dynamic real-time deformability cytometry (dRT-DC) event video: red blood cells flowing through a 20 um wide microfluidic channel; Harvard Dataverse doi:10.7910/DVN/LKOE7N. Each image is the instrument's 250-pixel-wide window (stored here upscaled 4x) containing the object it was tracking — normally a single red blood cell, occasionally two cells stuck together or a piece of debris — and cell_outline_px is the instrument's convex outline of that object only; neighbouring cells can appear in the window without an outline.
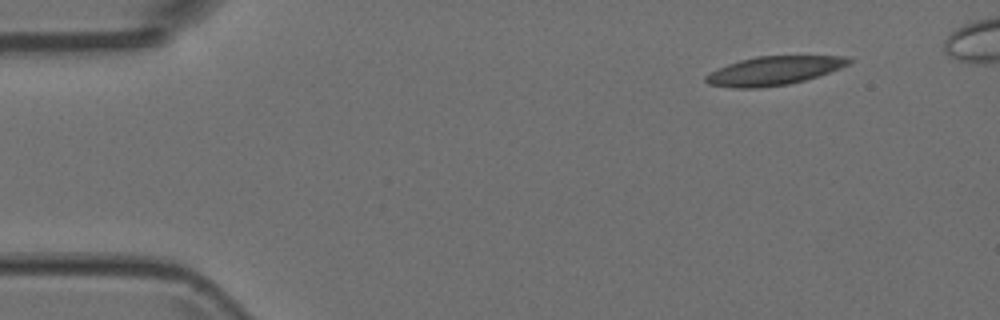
{"species": "Egyptian fruit bat (a non-hibernating species)", "species_latin": "Rousettus aegyptiacus", "temperature_condition": "room temperature", "stored_images_in_passage": 6, "camera_frame_rate_fps": 3000, "um_per_image_px": 0.085, "animal": {"sex": "female"}, "frame": {"image": 1, "passage_image": 1, "time_ms": 0.0, "image_size_px": [1000, 320], "cell_outline_px": [[852, 60], [848, 64], [840, 68], [804, 80], [788, 84], [760, 88], [736, 88], [708, 84], [704, 80], [704, 76], [708, 72], [728, 64], [740, 60], [756, 56], [848, 56]], "centroid_in_image_um": [65.72, 6.01], "position_along_channel_um": 19.3, "area_um2": 23.81}}
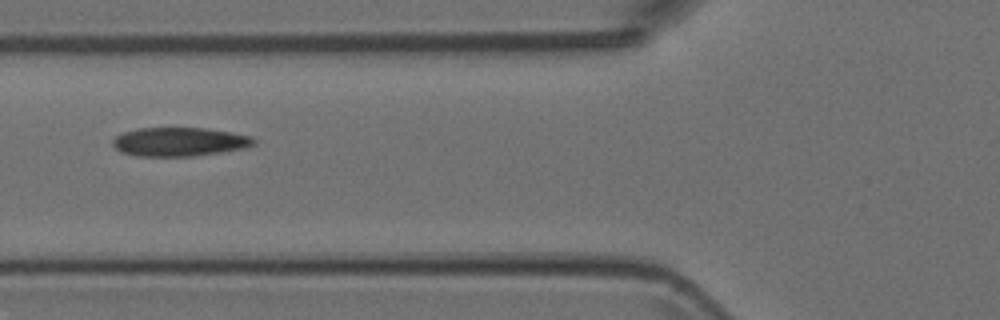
{"frame": {"image": 2, "passage_image": 5, "time_ms": 1.333, "image_size_px": [1000, 320], "cell_outline_px": [[256, 144], [244, 148], [220, 152], [192, 156], [136, 156], [120, 152], [112, 144], [112, 140], [116, 136], [124, 132], [136, 128], [204, 128], [232, 132], [252, 136], [256, 140]], "centroid_in_image_um": [15.25, 12.05], "position_along_channel_um": 110.6, "area_um2": 23.76}}
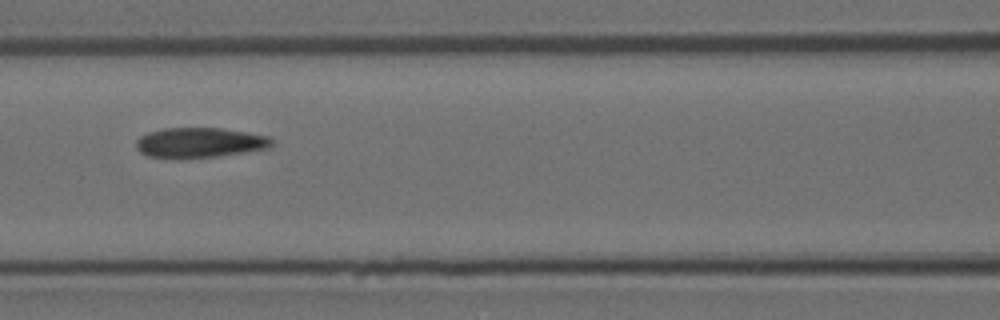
{"frame": {"image": 3, "passage_image": 6, "time_ms": 1.667, "image_size_px": [1000, 320], "cell_outline_px": [[276, 140], [268, 148], [244, 152], [216, 156], [148, 156], [140, 152], [136, 148], [136, 140], [140, 136], [148, 132], [164, 128], [220, 128], [268, 136]], "centroid_in_image_um": [16.99, 12.09], "position_along_channel_um": 149.6, "area_um2": 23.06}}